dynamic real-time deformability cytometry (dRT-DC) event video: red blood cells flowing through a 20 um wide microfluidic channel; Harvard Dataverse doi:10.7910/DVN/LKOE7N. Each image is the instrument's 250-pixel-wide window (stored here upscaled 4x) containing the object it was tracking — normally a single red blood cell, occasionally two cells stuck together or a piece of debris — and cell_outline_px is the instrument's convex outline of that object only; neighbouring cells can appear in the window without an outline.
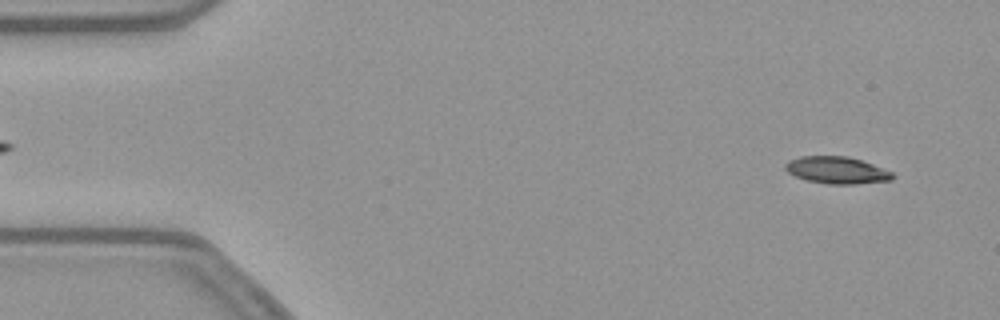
{"species": "common noctule bat (a hibernating species)", "species_latin": "Nyctalus noctula", "temperature_condition": "warm", "stored_images_in_passage": 52, "camera_frame_rate_fps": 3000, "um_per_image_px": 0.085, "animal": {"sex": "female", "body_mass_g": 21.9}, "frame": {"image": 1, "passage_image": 3, "time_ms": 0.667, "image_size_px": [1000, 320], "cell_outline_px": [[896, 176], [892, 180], [856, 184], [828, 184], [804, 180], [788, 172], [784, 168], [784, 164], [788, 160], [800, 156], [848, 156], [872, 164], [892, 172]], "centroid_in_image_um": [71.11, 14.47], "position_along_channel_um": 13.9, "area_um2": 16.99}}
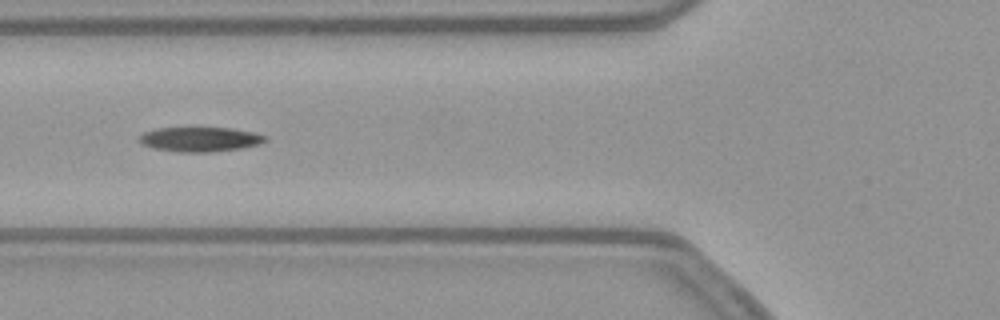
{"frame": {"image": 2, "passage_image": 19, "time_ms": 6.0, "image_size_px": [1000, 320], "cell_outline_px": [[268, 140], [260, 144], [240, 148], [212, 152], [180, 152], [156, 148], [140, 144], [140, 136], [144, 132], [156, 128], [232, 128], [256, 132], [268, 136]], "centroid_in_image_um": [17.07, 11.83], "position_along_channel_um": 108.7, "area_um2": 18.09}}
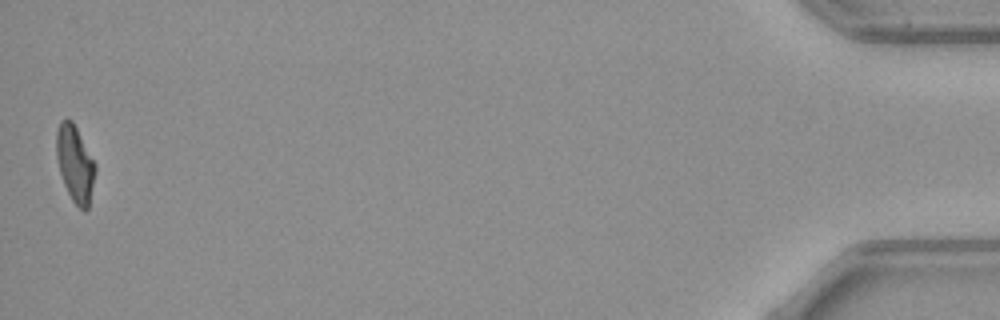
{"frame": {"image": 3, "passage_image": 52, "time_ms": 17.0, "image_size_px": [1000, 320], "cell_outline_px": [[96, 172], [88, 208], [84, 212], [72, 200], [64, 184], [60, 172], [56, 156], [56, 132], [60, 120], [72, 120], [96, 164]], "centroid_in_image_um": [6.38, 13.92], "position_along_channel_um": 428.8, "area_um2": 17.22}, "authors_computed_cell_mechanics": {"area_um2": 18.0914, "velocity_mm_per_s": 3.8386, "shape_relaxation_time_tau1_ms": null, "shape_relaxation_time_tau2_ms": 10.4139, "deformation_change_tau1": null, "deformation_change_tau2": 0.2192}}